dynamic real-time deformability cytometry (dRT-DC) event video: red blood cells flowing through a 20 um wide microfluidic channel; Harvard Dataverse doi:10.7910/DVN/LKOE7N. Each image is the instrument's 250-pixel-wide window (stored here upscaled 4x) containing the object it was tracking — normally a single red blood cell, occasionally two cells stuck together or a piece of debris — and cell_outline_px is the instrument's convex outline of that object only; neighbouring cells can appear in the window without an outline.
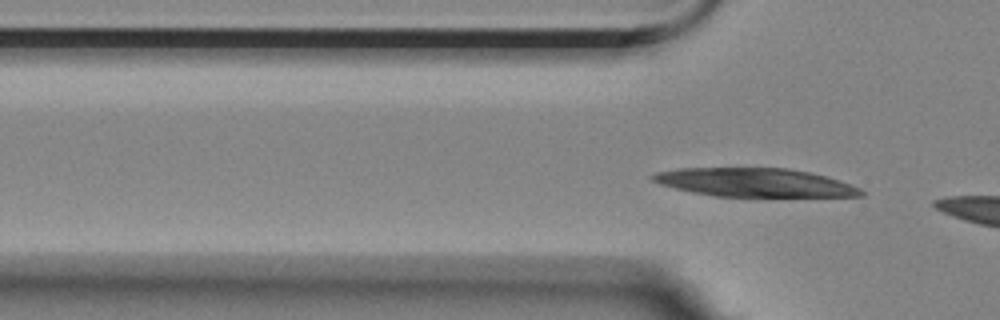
{"species": "Egyptian fruit bat (a non-hibernating species)", "species_latin": "Rousettus aegyptiacus", "temperature_condition": "room temperature", "stored_images_in_passage": 6, "segment_of_instrument_passage": [2, 2], "camera_frame_rate_fps": 3000, "um_per_image_px": 0.085, "animal": {"sex": "female"}, "frame": {"image": 1, "passage_image": 6, "time_ms": 5.667, "image_size_px": [1000, 320], "cell_outline_px": [[864, 196], [712, 196], [692, 192], [660, 184], [652, 180], [648, 176], [656, 172], [680, 168], [788, 168], [808, 172], [824, 176], [860, 188], [864, 192]], "centroid_in_image_um": [64.08, 15.51], "position_along_channel_um": 61.7, "area_um2": 34.28}}